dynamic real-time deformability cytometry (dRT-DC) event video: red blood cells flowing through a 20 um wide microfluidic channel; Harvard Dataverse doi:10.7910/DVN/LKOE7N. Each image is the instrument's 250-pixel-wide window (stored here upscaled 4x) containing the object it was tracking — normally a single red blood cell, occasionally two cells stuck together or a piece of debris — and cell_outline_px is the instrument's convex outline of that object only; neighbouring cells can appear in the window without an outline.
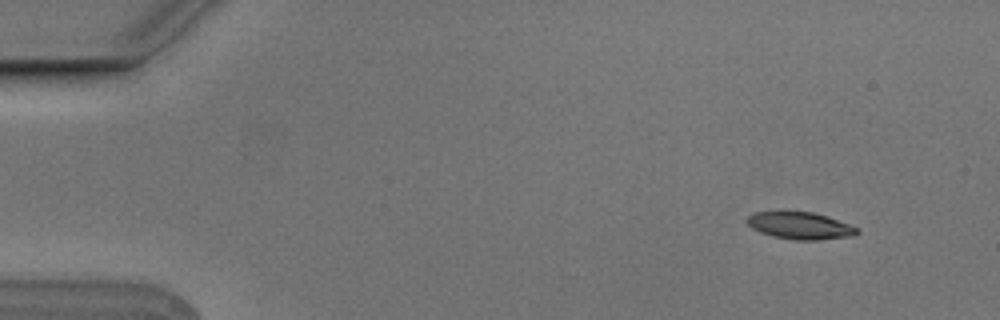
{"species": "Egyptian fruit bat (a non-hibernating species)", "species_latin": "Rousettus aegyptiacus", "temperature_condition": "cold", "stored_images_in_passage": 5, "camera_frame_rate_fps": 3000, "um_per_image_px": 0.085, "animal": {"sex": "male"}, "frame": {"image": 1, "passage_image": 2, "time_ms": 0.333, "image_size_px": [1000, 320], "cell_outline_px": [[860, 232], [856, 236], [816, 240], [792, 240], [772, 236], [760, 232], [752, 228], [744, 220], [748, 216], [756, 212], [812, 212], [828, 216], [860, 228]], "centroid_in_image_um": [68.05, 19.19], "position_along_channel_um": 16.9, "area_um2": 17.57}}